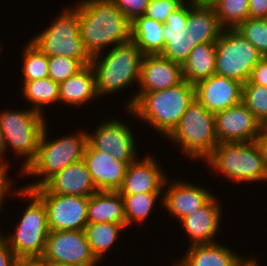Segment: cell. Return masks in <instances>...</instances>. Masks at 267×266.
Returning <instances> with one entry per match:
<instances>
[{
  "instance_id": "cell-22",
  "label": "cell",
  "mask_w": 267,
  "mask_h": 266,
  "mask_svg": "<svg viewBox=\"0 0 267 266\" xmlns=\"http://www.w3.org/2000/svg\"><path fill=\"white\" fill-rule=\"evenodd\" d=\"M185 32L194 41V46L216 42L222 26L213 7L206 0H189Z\"/></svg>"
},
{
  "instance_id": "cell-3",
  "label": "cell",
  "mask_w": 267,
  "mask_h": 266,
  "mask_svg": "<svg viewBox=\"0 0 267 266\" xmlns=\"http://www.w3.org/2000/svg\"><path fill=\"white\" fill-rule=\"evenodd\" d=\"M86 144L87 131L83 129L70 135L67 133V135L49 140L46 124L40 137L36 158L20 175H23V177L25 175L26 177L37 176L40 179L34 180L31 184L26 183L22 187L32 190L43 186L51 177L68 165L83 160Z\"/></svg>"
},
{
  "instance_id": "cell-26",
  "label": "cell",
  "mask_w": 267,
  "mask_h": 266,
  "mask_svg": "<svg viewBox=\"0 0 267 266\" xmlns=\"http://www.w3.org/2000/svg\"><path fill=\"white\" fill-rule=\"evenodd\" d=\"M88 223H119L126 228L124 202L118 191H98L89 197Z\"/></svg>"
},
{
  "instance_id": "cell-44",
  "label": "cell",
  "mask_w": 267,
  "mask_h": 266,
  "mask_svg": "<svg viewBox=\"0 0 267 266\" xmlns=\"http://www.w3.org/2000/svg\"><path fill=\"white\" fill-rule=\"evenodd\" d=\"M16 266H48V260L43 256L21 257Z\"/></svg>"
},
{
  "instance_id": "cell-33",
  "label": "cell",
  "mask_w": 267,
  "mask_h": 266,
  "mask_svg": "<svg viewBox=\"0 0 267 266\" xmlns=\"http://www.w3.org/2000/svg\"><path fill=\"white\" fill-rule=\"evenodd\" d=\"M21 73L22 82L49 77L48 57L30 41L23 47ZM23 78V79H22Z\"/></svg>"
},
{
  "instance_id": "cell-6",
  "label": "cell",
  "mask_w": 267,
  "mask_h": 266,
  "mask_svg": "<svg viewBox=\"0 0 267 266\" xmlns=\"http://www.w3.org/2000/svg\"><path fill=\"white\" fill-rule=\"evenodd\" d=\"M23 197L29 203L17 222L16 229L10 234H3L15 256H43L50 232L47 211L43 201L32 191L21 187L14 192L15 197ZM6 235V236H5Z\"/></svg>"
},
{
  "instance_id": "cell-2",
  "label": "cell",
  "mask_w": 267,
  "mask_h": 266,
  "mask_svg": "<svg viewBox=\"0 0 267 266\" xmlns=\"http://www.w3.org/2000/svg\"><path fill=\"white\" fill-rule=\"evenodd\" d=\"M195 99V85L183 80L165 90L137 92L136 102L126 112L166 137Z\"/></svg>"
},
{
  "instance_id": "cell-8",
  "label": "cell",
  "mask_w": 267,
  "mask_h": 266,
  "mask_svg": "<svg viewBox=\"0 0 267 266\" xmlns=\"http://www.w3.org/2000/svg\"><path fill=\"white\" fill-rule=\"evenodd\" d=\"M28 109L19 111L6 108L0 112V130L6 149L13 151L15 157L25 158L20 174L36 158L40 137L47 124L45 115L29 107Z\"/></svg>"
},
{
  "instance_id": "cell-1",
  "label": "cell",
  "mask_w": 267,
  "mask_h": 266,
  "mask_svg": "<svg viewBox=\"0 0 267 266\" xmlns=\"http://www.w3.org/2000/svg\"><path fill=\"white\" fill-rule=\"evenodd\" d=\"M79 34L91 58L131 40V22L111 0H79Z\"/></svg>"
},
{
  "instance_id": "cell-31",
  "label": "cell",
  "mask_w": 267,
  "mask_h": 266,
  "mask_svg": "<svg viewBox=\"0 0 267 266\" xmlns=\"http://www.w3.org/2000/svg\"><path fill=\"white\" fill-rule=\"evenodd\" d=\"M121 196L124 202L126 228L136 225L135 223L143 224L154 210L158 199L163 200V193L121 194Z\"/></svg>"
},
{
  "instance_id": "cell-39",
  "label": "cell",
  "mask_w": 267,
  "mask_h": 266,
  "mask_svg": "<svg viewBox=\"0 0 267 266\" xmlns=\"http://www.w3.org/2000/svg\"><path fill=\"white\" fill-rule=\"evenodd\" d=\"M249 81L267 87V57H263L251 72Z\"/></svg>"
},
{
  "instance_id": "cell-36",
  "label": "cell",
  "mask_w": 267,
  "mask_h": 266,
  "mask_svg": "<svg viewBox=\"0 0 267 266\" xmlns=\"http://www.w3.org/2000/svg\"><path fill=\"white\" fill-rule=\"evenodd\" d=\"M48 66L49 77L57 83L72 77L84 67L78 59L65 56L48 57Z\"/></svg>"
},
{
  "instance_id": "cell-10",
  "label": "cell",
  "mask_w": 267,
  "mask_h": 266,
  "mask_svg": "<svg viewBox=\"0 0 267 266\" xmlns=\"http://www.w3.org/2000/svg\"><path fill=\"white\" fill-rule=\"evenodd\" d=\"M262 58L257 48L237 29H223L216 40L215 74L244 84Z\"/></svg>"
},
{
  "instance_id": "cell-12",
  "label": "cell",
  "mask_w": 267,
  "mask_h": 266,
  "mask_svg": "<svg viewBox=\"0 0 267 266\" xmlns=\"http://www.w3.org/2000/svg\"><path fill=\"white\" fill-rule=\"evenodd\" d=\"M132 127L120 119H107L92 133L87 130V142L95 149L111 154L115 160L131 164L138 156Z\"/></svg>"
},
{
  "instance_id": "cell-45",
  "label": "cell",
  "mask_w": 267,
  "mask_h": 266,
  "mask_svg": "<svg viewBox=\"0 0 267 266\" xmlns=\"http://www.w3.org/2000/svg\"><path fill=\"white\" fill-rule=\"evenodd\" d=\"M6 152H8V151H7L6 146H5L3 134L0 130V167L3 168L7 173H9L8 171L10 170V168H9L10 161L6 160V158H5Z\"/></svg>"
},
{
  "instance_id": "cell-4",
  "label": "cell",
  "mask_w": 267,
  "mask_h": 266,
  "mask_svg": "<svg viewBox=\"0 0 267 266\" xmlns=\"http://www.w3.org/2000/svg\"><path fill=\"white\" fill-rule=\"evenodd\" d=\"M143 54L135 43L117 44L94 56L90 62L95 73L96 91L99 99L108 94L119 93L132 84H139Z\"/></svg>"
},
{
  "instance_id": "cell-32",
  "label": "cell",
  "mask_w": 267,
  "mask_h": 266,
  "mask_svg": "<svg viewBox=\"0 0 267 266\" xmlns=\"http://www.w3.org/2000/svg\"><path fill=\"white\" fill-rule=\"evenodd\" d=\"M223 29H236L249 18V0H206Z\"/></svg>"
},
{
  "instance_id": "cell-23",
  "label": "cell",
  "mask_w": 267,
  "mask_h": 266,
  "mask_svg": "<svg viewBox=\"0 0 267 266\" xmlns=\"http://www.w3.org/2000/svg\"><path fill=\"white\" fill-rule=\"evenodd\" d=\"M43 187L49 193L72 196L90 197L98 192L83 160L56 173Z\"/></svg>"
},
{
  "instance_id": "cell-30",
  "label": "cell",
  "mask_w": 267,
  "mask_h": 266,
  "mask_svg": "<svg viewBox=\"0 0 267 266\" xmlns=\"http://www.w3.org/2000/svg\"><path fill=\"white\" fill-rule=\"evenodd\" d=\"M22 96L29 102L31 109L44 115V107L58 103L59 105V83L50 77L35 79L21 83Z\"/></svg>"
},
{
  "instance_id": "cell-14",
  "label": "cell",
  "mask_w": 267,
  "mask_h": 266,
  "mask_svg": "<svg viewBox=\"0 0 267 266\" xmlns=\"http://www.w3.org/2000/svg\"><path fill=\"white\" fill-rule=\"evenodd\" d=\"M214 116L218 143L252 142L263 128L243 102L217 112Z\"/></svg>"
},
{
  "instance_id": "cell-20",
  "label": "cell",
  "mask_w": 267,
  "mask_h": 266,
  "mask_svg": "<svg viewBox=\"0 0 267 266\" xmlns=\"http://www.w3.org/2000/svg\"><path fill=\"white\" fill-rule=\"evenodd\" d=\"M83 161L98 191H118L129 165L115 160L111 154L95 150L88 142L84 150Z\"/></svg>"
},
{
  "instance_id": "cell-7",
  "label": "cell",
  "mask_w": 267,
  "mask_h": 266,
  "mask_svg": "<svg viewBox=\"0 0 267 266\" xmlns=\"http://www.w3.org/2000/svg\"><path fill=\"white\" fill-rule=\"evenodd\" d=\"M166 138L180 147L182 155L202 162L218 144L215 116L195 98Z\"/></svg>"
},
{
  "instance_id": "cell-47",
  "label": "cell",
  "mask_w": 267,
  "mask_h": 266,
  "mask_svg": "<svg viewBox=\"0 0 267 266\" xmlns=\"http://www.w3.org/2000/svg\"><path fill=\"white\" fill-rule=\"evenodd\" d=\"M8 173L0 167V184L8 177Z\"/></svg>"
},
{
  "instance_id": "cell-15",
  "label": "cell",
  "mask_w": 267,
  "mask_h": 266,
  "mask_svg": "<svg viewBox=\"0 0 267 266\" xmlns=\"http://www.w3.org/2000/svg\"><path fill=\"white\" fill-rule=\"evenodd\" d=\"M182 65L160 55H145L142 58L139 91L125 104L131 108L136 102L137 92H152L174 87L183 81Z\"/></svg>"
},
{
  "instance_id": "cell-25",
  "label": "cell",
  "mask_w": 267,
  "mask_h": 266,
  "mask_svg": "<svg viewBox=\"0 0 267 266\" xmlns=\"http://www.w3.org/2000/svg\"><path fill=\"white\" fill-rule=\"evenodd\" d=\"M231 249L219 241L192 245L178 261L183 266H235L242 256Z\"/></svg>"
},
{
  "instance_id": "cell-27",
  "label": "cell",
  "mask_w": 267,
  "mask_h": 266,
  "mask_svg": "<svg viewBox=\"0 0 267 266\" xmlns=\"http://www.w3.org/2000/svg\"><path fill=\"white\" fill-rule=\"evenodd\" d=\"M215 67L216 42L198 44L182 65L183 79L196 85L214 75Z\"/></svg>"
},
{
  "instance_id": "cell-18",
  "label": "cell",
  "mask_w": 267,
  "mask_h": 266,
  "mask_svg": "<svg viewBox=\"0 0 267 266\" xmlns=\"http://www.w3.org/2000/svg\"><path fill=\"white\" fill-rule=\"evenodd\" d=\"M242 86L239 81L214 74L195 85V98L216 114L242 102Z\"/></svg>"
},
{
  "instance_id": "cell-42",
  "label": "cell",
  "mask_w": 267,
  "mask_h": 266,
  "mask_svg": "<svg viewBox=\"0 0 267 266\" xmlns=\"http://www.w3.org/2000/svg\"><path fill=\"white\" fill-rule=\"evenodd\" d=\"M13 178L11 179L10 176H8L1 184H0V213L2 206H3V202L6 200L5 198H7L8 196L14 195L13 192L16 191V188L14 189L15 185H13ZM14 186V187H13ZM13 189V190H12ZM1 215V214H0ZM3 234L0 231V236H2Z\"/></svg>"
},
{
  "instance_id": "cell-35",
  "label": "cell",
  "mask_w": 267,
  "mask_h": 266,
  "mask_svg": "<svg viewBox=\"0 0 267 266\" xmlns=\"http://www.w3.org/2000/svg\"><path fill=\"white\" fill-rule=\"evenodd\" d=\"M263 57H267V22L265 19L248 18L237 28Z\"/></svg>"
},
{
  "instance_id": "cell-41",
  "label": "cell",
  "mask_w": 267,
  "mask_h": 266,
  "mask_svg": "<svg viewBox=\"0 0 267 266\" xmlns=\"http://www.w3.org/2000/svg\"><path fill=\"white\" fill-rule=\"evenodd\" d=\"M267 0H249V18L265 19Z\"/></svg>"
},
{
  "instance_id": "cell-5",
  "label": "cell",
  "mask_w": 267,
  "mask_h": 266,
  "mask_svg": "<svg viewBox=\"0 0 267 266\" xmlns=\"http://www.w3.org/2000/svg\"><path fill=\"white\" fill-rule=\"evenodd\" d=\"M203 162L237 184L267 181V169L254 141L218 143Z\"/></svg>"
},
{
  "instance_id": "cell-34",
  "label": "cell",
  "mask_w": 267,
  "mask_h": 266,
  "mask_svg": "<svg viewBox=\"0 0 267 266\" xmlns=\"http://www.w3.org/2000/svg\"><path fill=\"white\" fill-rule=\"evenodd\" d=\"M242 102L263 127L267 126V87L249 80L242 86Z\"/></svg>"
},
{
  "instance_id": "cell-24",
  "label": "cell",
  "mask_w": 267,
  "mask_h": 266,
  "mask_svg": "<svg viewBox=\"0 0 267 266\" xmlns=\"http://www.w3.org/2000/svg\"><path fill=\"white\" fill-rule=\"evenodd\" d=\"M99 100L96 91L95 73L91 65L59 83V104L81 107L88 102Z\"/></svg>"
},
{
  "instance_id": "cell-19",
  "label": "cell",
  "mask_w": 267,
  "mask_h": 266,
  "mask_svg": "<svg viewBox=\"0 0 267 266\" xmlns=\"http://www.w3.org/2000/svg\"><path fill=\"white\" fill-rule=\"evenodd\" d=\"M136 158L128 165L120 194L163 193L166 172L158 164L156 158L149 154L140 159Z\"/></svg>"
},
{
  "instance_id": "cell-9",
  "label": "cell",
  "mask_w": 267,
  "mask_h": 266,
  "mask_svg": "<svg viewBox=\"0 0 267 266\" xmlns=\"http://www.w3.org/2000/svg\"><path fill=\"white\" fill-rule=\"evenodd\" d=\"M52 24L30 39V42L47 57L65 56L78 59L84 66L89 65V56L79 34L78 9L63 7Z\"/></svg>"
},
{
  "instance_id": "cell-37",
  "label": "cell",
  "mask_w": 267,
  "mask_h": 266,
  "mask_svg": "<svg viewBox=\"0 0 267 266\" xmlns=\"http://www.w3.org/2000/svg\"><path fill=\"white\" fill-rule=\"evenodd\" d=\"M184 1L185 0H149L144 15L158 22L165 23L171 13Z\"/></svg>"
},
{
  "instance_id": "cell-46",
  "label": "cell",
  "mask_w": 267,
  "mask_h": 266,
  "mask_svg": "<svg viewBox=\"0 0 267 266\" xmlns=\"http://www.w3.org/2000/svg\"><path fill=\"white\" fill-rule=\"evenodd\" d=\"M235 266H260V263H258L257 258H253L252 257H248V258H244L242 257Z\"/></svg>"
},
{
  "instance_id": "cell-40",
  "label": "cell",
  "mask_w": 267,
  "mask_h": 266,
  "mask_svg": "<svg viewBox=\"0 0 267 266\" xmlns=\"http://www.w3.org/2000/svg\"><path fill=\"white\" fill-rule=\"evenodd\" d=\"M17 260L6 239L0 236V266H16Z\"/></svg>"
},
{
  "instance_id": "cell-17",
  "label": "cell",
  "mask_w": 267,
  "mask_h": 266,
  "mask_svg": "<svg viewBox=\"0 0 267 266\" xmlns=\"http://www.w3.org/2000/svg\"><path fill=\"white\" fill-rule=\"evenodd\" d=\"M216 197L214 195L204 206L179 221L188 235L189 246L217 242L215 239L221 230L223 205Z\"/></svg>"
},
{
  "instance_id": "cell-38",
  "label": "cell",
  "mask_w": 267,
  "mask_h": 266,
  "mask_svg": "<svg viewBox=\"0 0 267 266\" xmlns=\"http://www.w3.org/2000/svg\"><path fill=\"white\" fill-rule=\"evenodd\" d=\"M115 6L131 22L134 18L144 15L149 0H111Z\"/></svg>"
},
{
  "instance_id": "cell-49",
  "label": "cell",
  "mask_w": 267,
  "mask_h": 266,
  "mask_svg": "<svg viewBox=\"0 0 267 266\" xmlns=\"http://www.w3.org/2000/svg\"><path fill=\"white\" fill-rule=\"evenodd\" d=\"M175 262H173L174 264H172V266H183L179 261H176V259H174Z\"/></svg>"
},
{
  "instance_id": "cell-28",
  "label": "cell",
  "mask_w": 267,
  "mask_h": 266,
  "mask_svg": "<svg viewBox=\"0 0 267 266\" xmlns=\"http://www.w3.org/2000/svg\"><path fill=\"white\" fill-rule=\"evenodd\" d=\"M163 25L145 15L131 21V40L145 55H160L164 48Z\"/></svg>"
},
{
  "instance_id": "cell-16",
  "label": "cell",
  "mask_w": 267,
  "mask_h": 266,
  "mask_svg": "<svg viewBox=\"0 0 267 266\" xmlns=\"http://www.w3.org/2000/svg\"><path fill=\"white\" fill-rule=\"evenodd\" d=\"M191 182V183H190ZM192 181L165 180L161 206L177 220H181L204 206L215 194ZM169 184V185H168Z\"/></svg>"
},
{
  "instance_id": "cell-11",
  "label": "cell",
  "mask_w": 267,
  "mask_h": 266,
  "mask_svg": "<svg viewBox=\"0 0 267 266\" xmlns=\"http://www.w3.org/2000/svg\"><path fill=\"white\" fill-rule=\"evenodd\" d=\"M43 201L51 231L84 230L88 224L89 197L49 193L43 186L32 189Z\"/></svg>"
},
{
  "instance_id": "cell-21",
  "label": "cell",
  "mask_w": 267,
  "mask_h": 266,
  "mask_svg": "<svg viewBox=\"0 0 267 266\" xmlns=\"http://www.w3.org/2000/svg\"><path fill=\"white\" fill-rule=\"evenodd\" d=\"M188 17L186 0L166 19L163 25L164 48L160 56L183 65L194 49V41L187 36Z\"/></svg>"
},
{
  "instance_id": "cell-13",
  "label": "cell",
  "mask_w": 267,
  "mask_h": 266,
  "mask_svg": "<svg viewBox=\"0 0 267 266\" xmlns=\"http://www.w3.org/2000/svg\"><path fill=\"white\" fill-rule=\"evenodd\" d=\"M43 257L48 261L74 266H99L84 230L51 231L48 234Z\"/></svg>"
},
{
  "instance_id": "cell-43",
  "label": "cell",
  "mask_w": 267,
  "mask_h": 266,
  "mask_svg": "<svg viewBox=\"0 0 267 266\" xmlns=\"http://www.w3.org/2000/svg\"><path fill=\"white\" fill-rule=\"evenodd\" d=\"M254 142L258 146V149L264 161V165L267 169V126L261 129L260 134L254 140Z\"/></svg>"
},
{
  "instance_id": "cell-29",
  "label": "cell",
  "mask_w": 267,
  "mask_h": 266,
  "mask_svg": "<svg viewBox=\"0 0 267 266\" xmlns=\"http://www.w3.org/2000/svg\"><path fill=\"white\" fill-rule=\"evenodd\" d=\"M126 228L119 223L97 222L88 223L84 229L91 251L96 259L103 261L105 254L117 242L120 232ZM107 252V253H106ZM103 258V259H102Z\"/></svg>"
},
{
  "instance_id": "cell-48",
  "label": "cell",
  "mask_w": 267,
  "mask_h": 266,
  "mask_svg": "<svg viewBox=\"0 0 267 266\" xmlns=\"http://www.w3.org/2000/svg\"><path fill=\"white\" fill-rule=\"evenodd\" d=\"M48 266H74L70 264L48 261Z\"/></svg>"
}]
</instances>
